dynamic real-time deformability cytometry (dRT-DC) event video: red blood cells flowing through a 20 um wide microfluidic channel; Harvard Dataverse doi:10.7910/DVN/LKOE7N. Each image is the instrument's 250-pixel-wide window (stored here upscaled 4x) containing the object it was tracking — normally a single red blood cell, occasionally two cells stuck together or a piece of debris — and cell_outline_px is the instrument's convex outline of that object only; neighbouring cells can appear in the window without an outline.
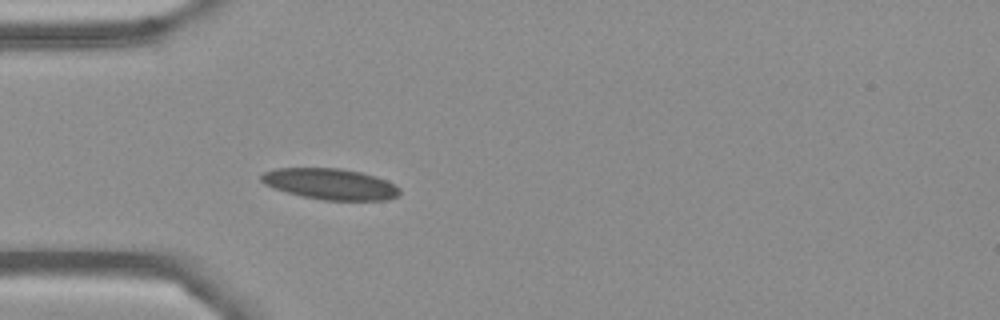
{"species": "Egyptian fruit bat (a non-hibernating species)", "species_latin": "Rousettus aegyptiacus", "temperature_condition": "cold", "stored_images_in_passage": 6, "camera_frame_rate_fps": 3000, "um_per_image_px": 0.085, "frame": {"image": 1, "passage_image": 6, "time_ms": 5.667, "image_size_px": [1000, 320], "cell_outline_px": [[400, 192], [396, 196], [388, 200], [324, 200], [304, 196], [288, 192], [264, 184], [260, 180], [260, 176], [264, 172], [276, 168], [340, 168], [360, 172], [376, 176], [396, 184], [400, 188]], "centroid_in_image_um": [28.1, 15.63], "position_along_channel_um": 56.9, "area_um2": 24.91}}